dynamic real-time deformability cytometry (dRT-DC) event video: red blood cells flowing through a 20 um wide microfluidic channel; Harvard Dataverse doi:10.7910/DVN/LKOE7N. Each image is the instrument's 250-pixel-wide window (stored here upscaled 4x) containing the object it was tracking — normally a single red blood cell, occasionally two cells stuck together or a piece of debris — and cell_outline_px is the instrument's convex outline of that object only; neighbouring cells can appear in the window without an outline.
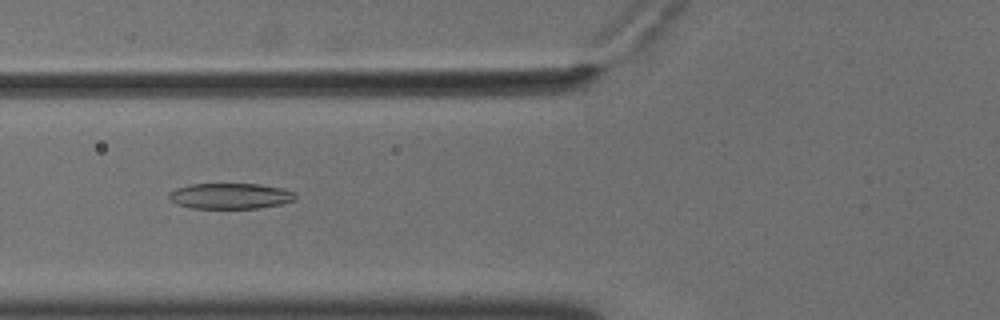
{"species": "common noctule bat (a hibernating species)", "species_latin": "Nyctalus noctula", "temperature_condition": "cold", "stored_images_in_passage": 57, "camera_frame_rate_fps": 3000, "um_per_image_px": 0.085, "animal": {"sex": "male", "body_mass_g": 18.8}, "frame": {"image": 1, "passage_image": 23, "time_ms": 7.333, "image_size_px": [1000, 320], "cell_outline_px": [[296, 200], [280, 204], [260, 208], [192, 208], [176, 204], [168, 196], [168, 192], [176, 188], [188, 184], [260, 184], [284, 188], [296, 192]], "centroid_in_image_um": [19.6, 16.65], "position_along_channel_um": 106.2, "area_um2": 19.13}}
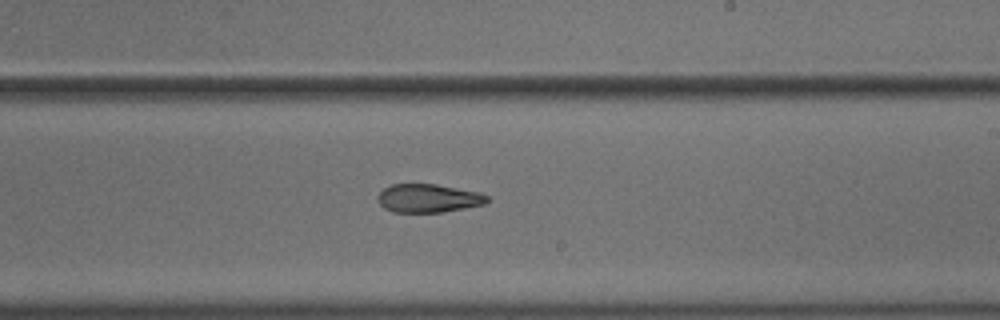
{"frame": {"image": 2, "passage_image": 35, "time_ms": 11.333, "image_size_px": [1000, 320], "cell_outline_px": [[488, 204], [444, 212], [392, 212], [384, 208], [380, 204], [376, 196], [384, 188], [392, 184], [436, 184], [476, 192], [488, 196]], "centroid_in_image_um": [36.4, 16.86], "position_along_channel_um": 252.6, "area_um2": 18.15}}
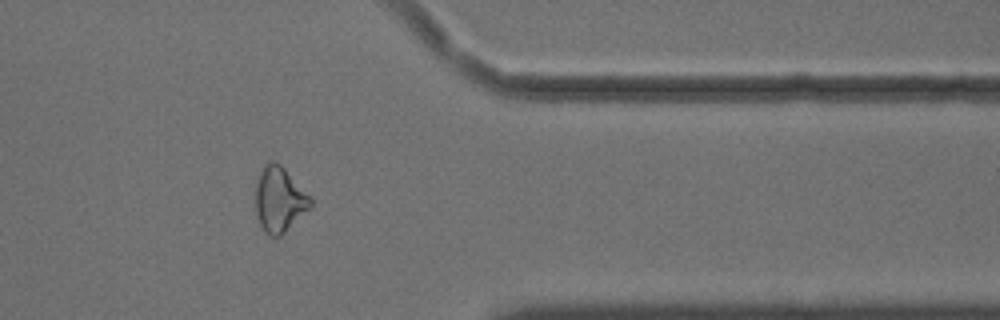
{"frame": {"image": 3, "passage_image": 47, "time_ms": 15.333, "image_size_px": [1000, 320], "cell_outline_px": [[312, 208], [280, 236], [272, 236], [264, 232], [260, 224], [256, 212], [256, 180], [260, 172], [272, 160], [280, 164], [312, 196]], "centroid_in_image_um": [23.79, 16.97], "position_along_channel_um": 387.6, "area_um2": 20.92}, "authors_computed_cell_mechanics": {"area_um2": 20.6346, "velocity_mm_per_s": 3.6463, "shape_relaxation_time_tau1_ms": null, "shape_relaxation_time_tau2_ms": 2.4163, "deformation_change_tau1": null, "deformation_change_tau2": 0.1096}}